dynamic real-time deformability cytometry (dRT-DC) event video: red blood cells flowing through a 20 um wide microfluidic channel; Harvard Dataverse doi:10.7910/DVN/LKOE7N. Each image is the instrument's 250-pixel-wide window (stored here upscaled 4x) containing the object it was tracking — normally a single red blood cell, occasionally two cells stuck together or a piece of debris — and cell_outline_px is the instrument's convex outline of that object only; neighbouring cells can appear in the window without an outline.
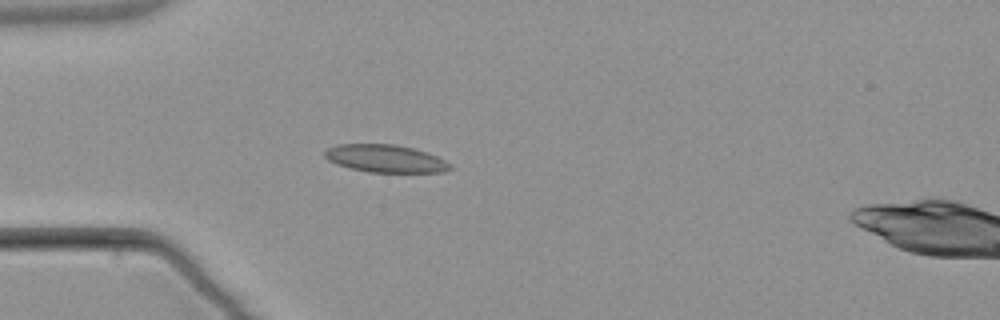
{"species": "common noctule bat (a hibernating species)", "species_latin": "Nyctalus noctula", "temperature_condition": "warm", "stored_images_in_passage": 3, "camera_frame_rate_fps": 3000, "um_per_image_px": 0.085, "animal": {"sex": "male", "body_mass_g": 21.5, "forearm_length_mm": 52.0}, "frame": {"image": 1, "passage_image": 3, "time_ms": 3.0, "image_size_px": [1000, 320], "cell_outline_px": [[452, 168], [444, 172], [368, 172], [336, 164], [328, 160], [324, 156], [324, 152], [328, 148], [336, 144], [396, 144], [416, 148], [428, 152], [452, 164]], "centroid_in_image_um": [32.78, 13.47], "position_along_channel_um": 52.2, "area_um2": 20.35}}